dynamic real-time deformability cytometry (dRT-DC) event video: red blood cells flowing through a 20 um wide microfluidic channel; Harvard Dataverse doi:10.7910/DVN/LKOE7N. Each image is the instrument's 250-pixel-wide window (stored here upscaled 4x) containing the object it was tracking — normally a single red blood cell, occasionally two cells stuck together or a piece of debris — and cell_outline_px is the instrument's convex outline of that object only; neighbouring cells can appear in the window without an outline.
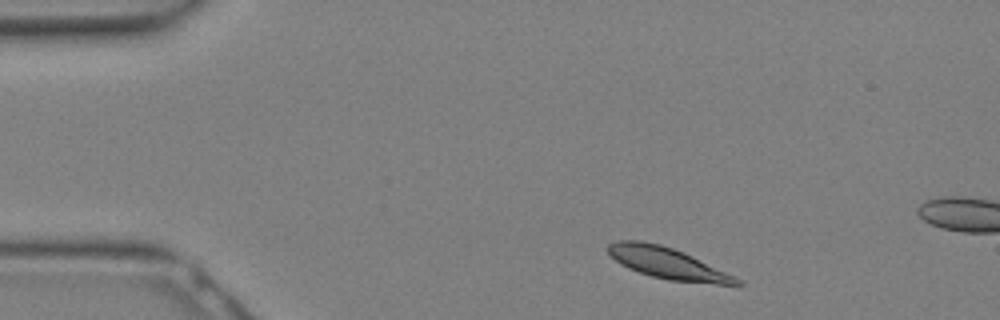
{"species": "Egyptian fruit bat (a non-hibernating species)", "species_latin": "Rousettus aegyptiacus", "temperature_condition": "warm", "stored_images_in_passage": 5, "camera_frame_rate_fps": 3000, "um_per_image_px": 0.085, "animal": {"sex": "female"}, "frame": {"image": 1, "passage_image": 1, "time_ms": 0.0, "image_size_px": [1000, 320], "cell_outline_px": [[744, 284], [740, 288], [668, 280], [652, 276], [628, 268], [620, 264], [608, 252], [608, 244], [616, 240], [640, 240], [660, 244], [684, 252], [740, 280]], "centroid_in_image_um": [56.81, 22.41], "position_along_channel_um": 28.2, "area_um2": 23.7}}